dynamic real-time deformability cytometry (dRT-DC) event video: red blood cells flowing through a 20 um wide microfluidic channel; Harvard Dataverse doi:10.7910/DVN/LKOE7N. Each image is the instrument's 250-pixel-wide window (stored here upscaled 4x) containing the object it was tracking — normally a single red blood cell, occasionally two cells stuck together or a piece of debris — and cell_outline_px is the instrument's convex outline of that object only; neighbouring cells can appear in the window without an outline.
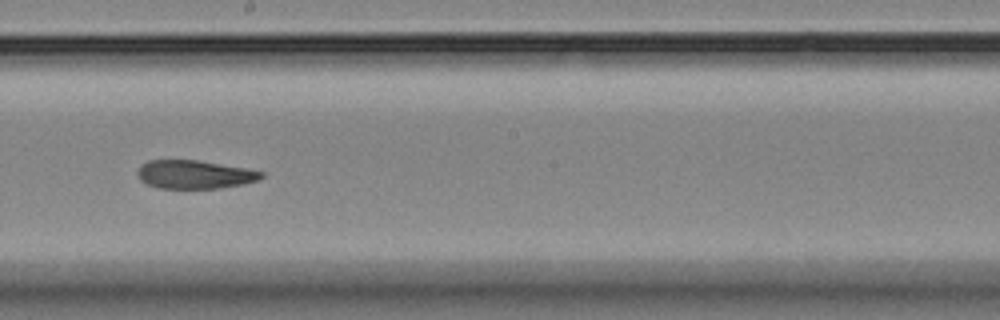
{"species": "Egyptian fruit bat (a non-hibernating species)", "species_latin": "Rousettus aegyptiacus", "temperature_condition": "room temperature", "stored_images_in_passage": 16, "camera_frame_rate_fps": 3000, "um_per_image_px": 0.085, "animal": {"sex": "female"}, "frame": {"image": 1, "passage_image": 10, "time_ms": 10.333, "image_size_px": [1000, 320], "cell_outline_px": [[264, 176], [256, 180], [244, 184], [220, 188], [160, 188], [148, 184], [140, 180], [136, 172], [140, 164], [148, 160], [196, 160], [244, 168], [264, 172]], "centroid_in_image_um": [16.5, 14.83], "position_along_channel_um": 231.7, "area_um2": 20.4}}
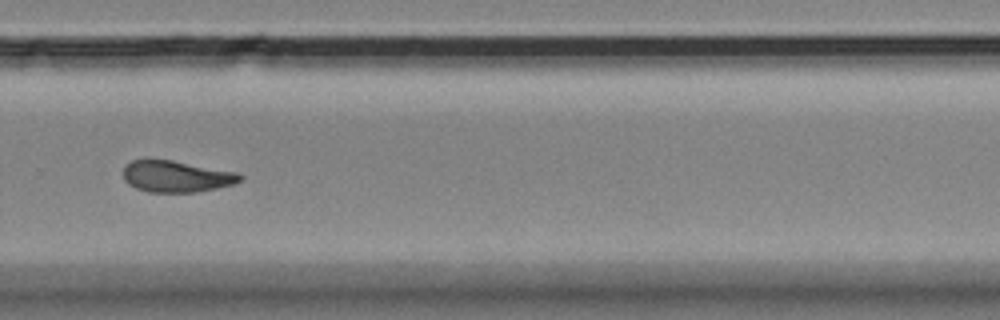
{"frame": {"image": 2, "passage_image": 12, "time_ms": 12.667, "image_size_px": [1000, 320], "cell_outline_px": [[244, 176], [240, 180], [232, 184], [216, 188], [196, 192], [148, 192], [136, 188], [128, 184], [124, 180], [124, 164], [132, 160], [172, 160], [240, 172]], "centroid_in_image_um": [15.0, 14.99], "position_along_channel_um": 314.8, "area_um2": 21.5}}
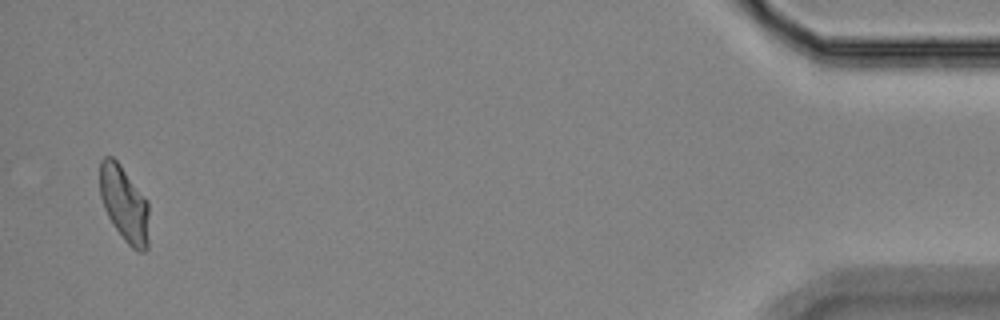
{"frame": {"image": 3, "passage_image": 16, "time_ms": 18.0, "image_size_px": [1000, 320], "cell_outline_px": [[148, 248], [144, 252], [136, 252], [124, 240], [112, 224], [104, 208], [100, 196], [100, 160], [104, 156], [112, 156], [120, 164], [148, 200]], "centroid_in_image_um": [10.57, 17.34], "position_along_channel_um": 424.6, "area_um2": 21.91}, "authors_computed_cell_mechanics": {"area_um2": 21.8773, "velocity_mm_per_s": 3.5829, "shape_relaxation_time_tau1_ms": null, "shape_relaxation_time_tau2_ms": 6.331, "deformation_change_tau1": null, "deformation_change_tau2": 0.1098}}